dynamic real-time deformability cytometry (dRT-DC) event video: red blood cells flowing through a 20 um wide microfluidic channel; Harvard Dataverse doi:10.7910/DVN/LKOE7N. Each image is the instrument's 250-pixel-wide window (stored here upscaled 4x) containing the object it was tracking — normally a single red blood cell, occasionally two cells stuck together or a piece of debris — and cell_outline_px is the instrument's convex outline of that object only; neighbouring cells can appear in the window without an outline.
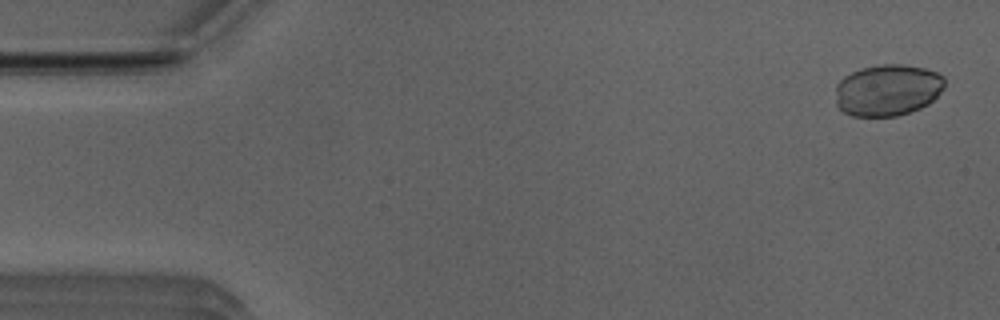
{"species": "Egyptian fruit bat (a non-hibernating species)", "species_latin": "Rousettus aegyptiacus", "temperature_condition": "room temperature", "stored_images_in_passage": 48, "camera_frame_rate_fps": 3000, "um_per_image_px": 0.085, "animal": {"sex": "male"}, "frame": {"image": 1, "passage_image": 2, "time_ms": 0.333, "image_size_px": [1000, 320], "cell_outline_px": [[944, 88], [928, 104], [920, 108], [896, 116], [852, 116], [844, 112], [836, 104], [836, 84], [844, 76], [852, 72], [864, 68], [880, 64], [904, 64], [924, 68], [936, 72], [944, 76]], "centroid_in_image_um": [75.44, 7.65], "position_along_channel_um": 9.6, "area_um2": 32.77}}
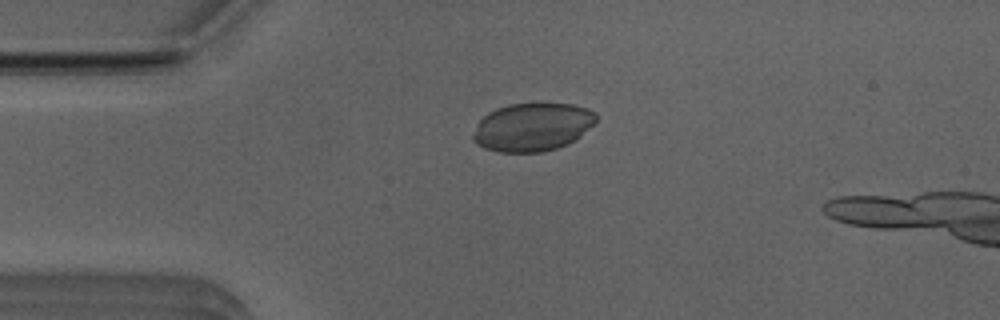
{"frame": {"image": 2, "passage_image": 12, "time_ms": 3.667, "image_size_px": [1000, 320], "cell_outline_px": [[596, 120], [576, 140], [568, 144], [544, 152], [500, 152], [484, 148], [476, 144], [472, 140], [472, 136], [476, 124], [488, 112], [496, 108], [508, 104], [572, 104], [588, 108], [596, 112]], "centroid_in_image_um": [45.23, 10.8], "position_along_channel_um": 39.8, "area_um2": 34.62}}
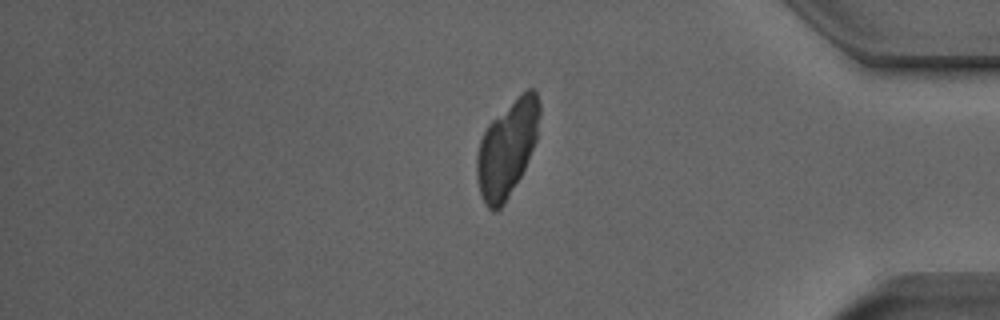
{"frame": {"image": 3, "passage_image": 43, "time_ms": 14.0, "image_size_px": [1000, 320], "cell_outline_px": [[540, 112], [536, 140], [524, 168], [520, 176], [504, 204], [496, 212], [492, 212], [484, 204], [480, 192], [476, 176], [476, 156], [480, 140], [488, 124], [492, 120], [528, 88], [532, 88], [536, 92], [540, 104]], "centroid_in_image_um": [43.08, 12.66], "position_along_channel_um": 392.1, "area_um2": 34.68}}